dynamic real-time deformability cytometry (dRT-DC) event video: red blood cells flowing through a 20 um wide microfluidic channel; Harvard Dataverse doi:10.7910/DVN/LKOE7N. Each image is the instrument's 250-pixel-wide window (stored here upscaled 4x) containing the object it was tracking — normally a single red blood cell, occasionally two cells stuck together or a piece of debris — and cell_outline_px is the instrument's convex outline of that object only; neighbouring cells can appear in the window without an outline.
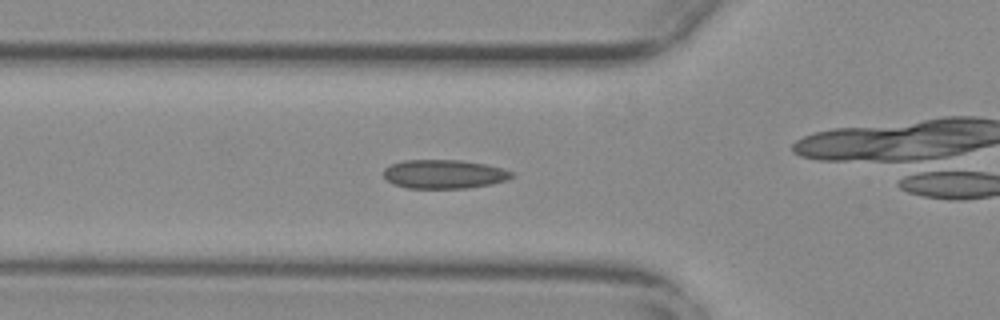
{"species": "common noctule bat (a hibernating species)", "species_latin": "Nyctalus noctula", "temperature_condition": "warm", "stored_images_in_passage": 33, "camera_frame_rate_fps": 3000, "um_per_image_px": 0.085, "animal": {"sex": "female", "body_mass_g": 29.2, "forearm_length_mm": 56.3}, "frame": {"image": 1, "passage_image": 3, "time_ms": 0.667, "image_size_px": [1000, 320], "cell_outline_px": [[516, 176], [508, 180], [492, 184], [468, 188], [408, 188], [392, 184], [384, 176], [384, 168], [392, 164], [404, 160], [460, 160], [484, 164], [500, 168], [512, 172]], "centroid_in_image_um": [37.76, 14.81], "position_along_channel_um": 88.0, "area_um2": 21.56}}
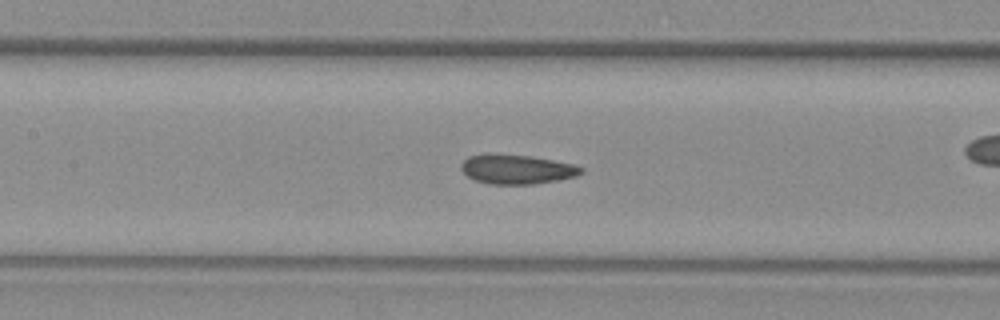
{"frame": {"image": 2, "passage_image": 9, "time_ms": 2.667, "image_size_px": [1000, 320], "cell_outline_px": [[584, 172], [576, 176], [556, 180], [532, 184], [488, 184], [476, 180], [468, 176], [460, 168], [460, 164], [468, 156], [484, 152], [488, 152], [528, 156], [552, 160], [572, 164], [584, 168]], "centroid_in_image_um": [43.87, 14.37], "position_along_channel_um": 163.5, "area_um2": 20.69}}
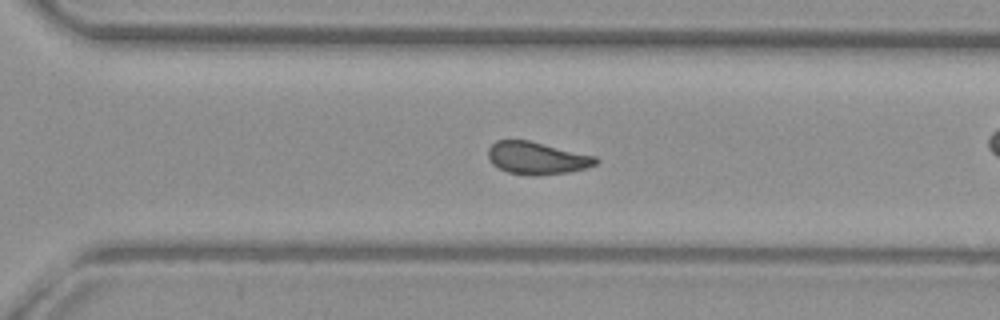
{"frame": {"image": 3, "passage_image": 22, "time_ms": 7.0, "image_size_px": [1000, 320], "cell_outline_px": [[600, 160], [596, 164], [588, 168], [572, 172], [536, 176], [528, 176], [508, 172], [492, 164], [488, 156], [488, 148], [496, 140], [528, 140], [596, 156]], "centroid_in_image_um": [45.66, 13.45], "position_along_channel_um": 324.9, "area_um2": 20.58}, "authors_computed_cell_mechanics": {"area_um2": 20.4612, "velocity_mm_per_s": 3.7357, "shape_relaxation_time_tau1_ms": null, "shape_relaxation_time_tau2_ms": 2.2507, "deformation_change_tau1": null, "deformation_change_tau2": 0.0594}}